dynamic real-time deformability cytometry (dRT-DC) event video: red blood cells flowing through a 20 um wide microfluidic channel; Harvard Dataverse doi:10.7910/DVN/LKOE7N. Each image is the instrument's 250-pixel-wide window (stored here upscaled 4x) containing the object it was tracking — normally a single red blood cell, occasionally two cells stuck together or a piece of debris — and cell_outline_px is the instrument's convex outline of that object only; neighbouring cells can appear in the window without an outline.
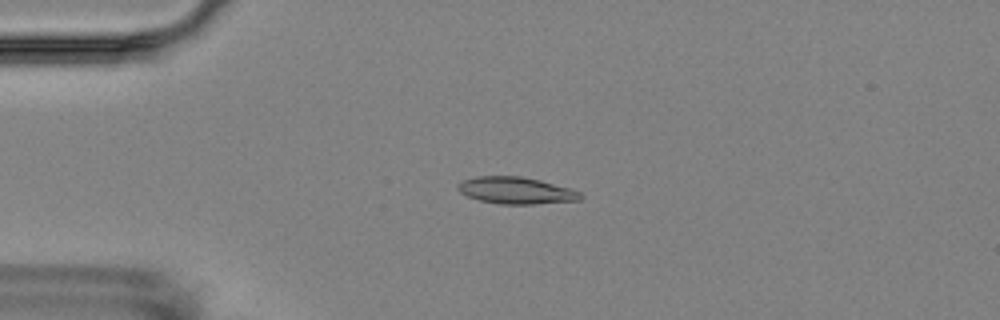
{"species": "Egyptian fruit bat (a non-hibernating species)", "species_latin": "Rousettus aegyptiacus", "temperature_condition": "room temperature", "stored_images_in_passage": 3, "camera_frame_rate_fps": 3000, "um_per_image_px": 0.085, "animal": {"sex": "female"}, "frame": {"image": 1, "passage_image": 2, "time_ms": 1.333, "image_size_px": [1000, 320], "cell_outline_px": [[584, 196], [580, 200], [536, 204], [500, 204], [480, 200], [468, 196], [460, 192], [456, 188], [456, 184], [464, 180], [476, 176], [520, 176], [540, 180], [572, 188], [580, 192]], "centroid_in_image_um": [43.89, 16.19], "position_along_channel_um": 41.1, "area_um2": 19.31}}